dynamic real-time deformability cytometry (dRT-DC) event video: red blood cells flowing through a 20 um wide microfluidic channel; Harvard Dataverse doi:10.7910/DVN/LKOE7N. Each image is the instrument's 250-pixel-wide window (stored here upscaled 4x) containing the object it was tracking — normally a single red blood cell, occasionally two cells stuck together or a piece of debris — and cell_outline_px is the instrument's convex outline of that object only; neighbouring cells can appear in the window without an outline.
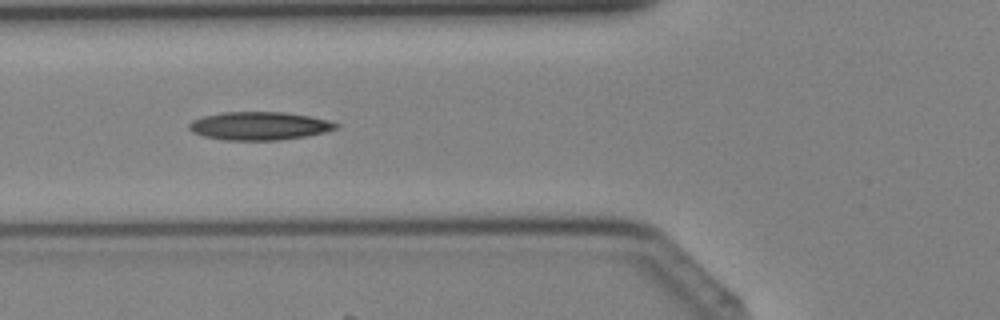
{"species": "Egyptian fruit bat (a non-hibernating species)", "species_latin": "Rousettus aegyptiacus", "temperature_condition": "cold", "stored_images_in_passage": 26, "camera_frame_rate_fps": 3000, "um_per_image_px": 0.085, "animal": {"sex": "female"}, "frame": {"image": 1, "passage_image": 15, "time_ms": 4.667, "image_size_px": [1000, 320], "cell_outline_px": [[340, 128], [308, 136], [276, 140], [224, 140], [204, 136], [192, 132], [188, 128], [188, 124], [192, 120], [204, 116], [220, 112], [284, 112], [308, 116], [328, 120], [340, 124]], "centroid_in_image_um": [22.05, 10.7], "position_along_channel_um": 103.8, "area_um2": 24.22}}
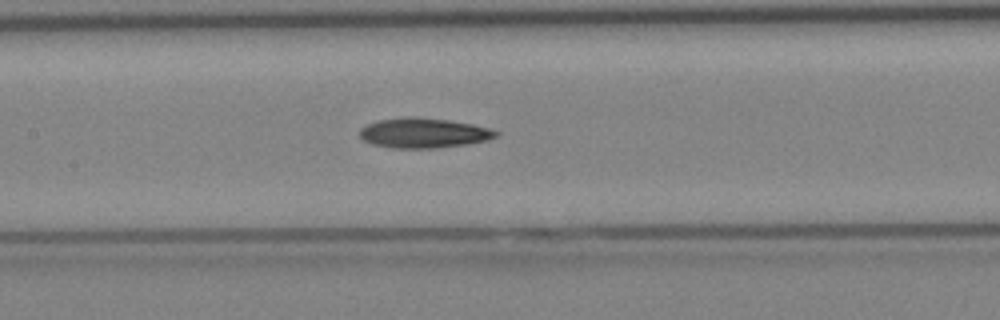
{"frame": {"image": 2, "passage_image": 19, "time_ms": 6.0, "image_size_px": [1000, 320], "cell_outline_px": [[500, 132], [496, 136], [488, 140], [468, 144], [436, 148], [392, 148], [372, 144], [364, 140], [360, 136], [360, 128], [368, 124], [380, 120], [408, 116], [412, 116], [448, 120], [472, 124], [488, 128]], "centroid_in_image_um": [36.01, 11.31], "position_along_channel_um": 171.4, "area_um2": 23.7}}
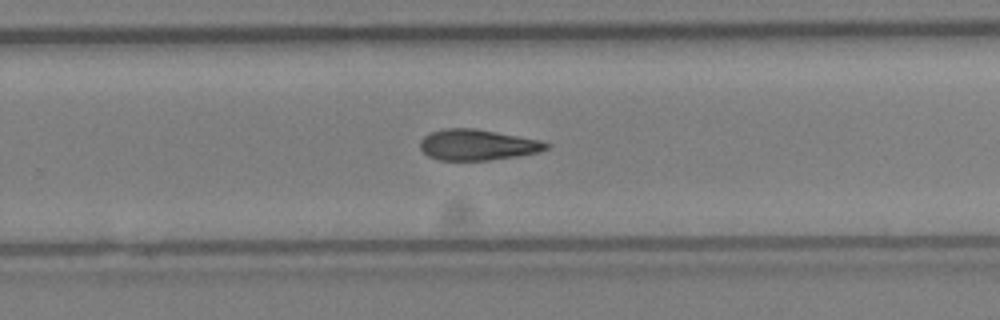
{"frame": {"image": 3, "passage_image": 26, "time_ms": 8.333, "image_size_px": [1000, 320], "cell_outline_px": [[552, 144], [548, 148], [540, 152], [516, 156], [488, 160], [440, 160], [428, 156], [420, 148], [420, 140], [428, 132], [444, 128], [476, 128], [540, 140]], "centroid_in_image_um": [40.57, 12.3], "position_along_channel_um": 289.2, "area_um2": 22.77}}